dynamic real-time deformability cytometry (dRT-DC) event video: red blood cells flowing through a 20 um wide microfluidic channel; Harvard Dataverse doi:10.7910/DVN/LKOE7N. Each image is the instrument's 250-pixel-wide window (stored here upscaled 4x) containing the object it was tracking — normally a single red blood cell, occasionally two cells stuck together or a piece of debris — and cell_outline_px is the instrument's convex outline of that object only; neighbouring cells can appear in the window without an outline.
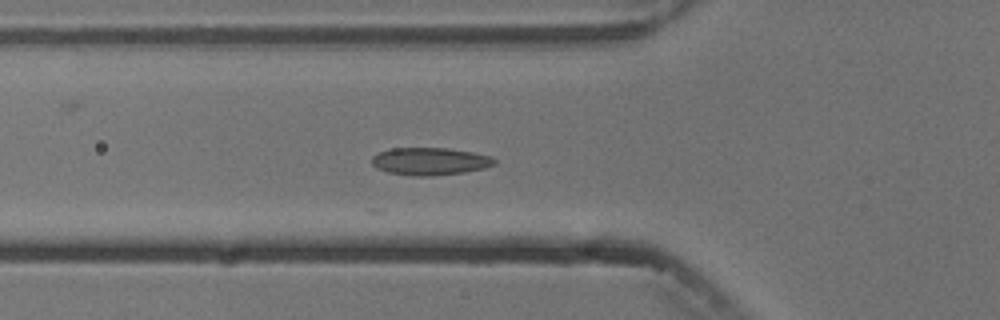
{"species": "common noctule bat (a hibernating species)", "species_latin": "Nyctalus noctula", "temperature_condition": "cold", "stored_images_in_passage": 4, "camera_frame_rate_fps": 3000, "um_per_image_px": 0.085, "animal": {"sex": "male", "body_mass_g": 13.3}, "frame": {"image": 1, "passage_image": 4, "time_ms": 3.667, "image_size_px": [1000, 320], "cell_outline_px": [[496, 164], [484, 168], [464, 172], [432, 176], [412, 176], [388, 172], [376, 168], [372, 164], [372, 156], [380, 152], [392, 148], [448, 148], [472, 152], [492, 156], [496, 160]], "centroid_in_image_um": [36.56, 13.71], "position_along_channel_um": 89.2, "area_um2": 19.71}}